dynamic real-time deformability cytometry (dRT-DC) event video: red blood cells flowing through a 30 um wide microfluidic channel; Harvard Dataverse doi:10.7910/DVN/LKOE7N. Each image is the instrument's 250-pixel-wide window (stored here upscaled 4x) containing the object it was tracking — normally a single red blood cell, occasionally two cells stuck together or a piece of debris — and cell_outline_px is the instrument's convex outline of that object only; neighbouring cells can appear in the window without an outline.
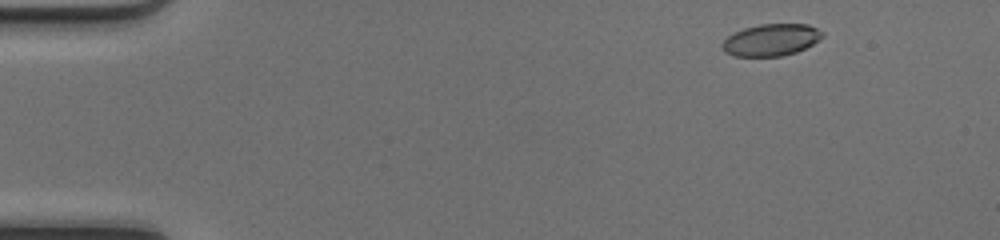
{"species": "common noctule bat (a hibernating species)", "species_latin": "Nyctalus noctula", "temperature_condition": "cold", "stored_images_in_passage": 47, "camera_frame_rate_fps": 3000, "um_per_image_px": 0.085, "animal": {"sex": "female", "body_mass_g": 17.0, "forearm_length_mm": 48.0}, "frame": {"image": 1, "passage_image": 3, "time_ms": 0.667, "image_size_px": [1000, 240], "cell_outline_px": [[824, 36], [820, 40], [796, 52], [780, 56], [732, 56], [724, 52], [720, 48], [720, 44], [732, 32], [744, 28], [760, 24], [808, 24], [824, 32]], "centroid_in_image_um": [65.51, 3.39], "position_along_channel_um": 19.5, "area_um2": 18.84}}
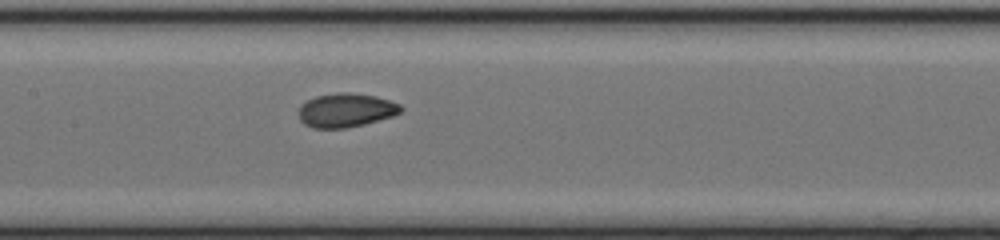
{"frame": {"image": 2, "passage_image": 22, "time_ms": 7.0, "image_size_px": [1000, 240], "cell_outline_px": [[404, 108], [400, 112], [392, 116], [364, 124], [344, 128], [312, 128], [304, 124], [300, 120], [300, 104], [316, 96], [340, 92], [348, 92], [376, 96], [400, 104]], "centroid_in_image_um": [29.4, 9.37], "position_along_channel_um": 178.0, "area_um2": 20.06}}
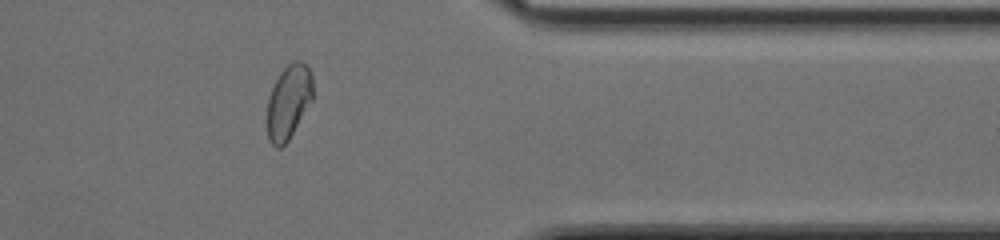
{"frame": {"image": 3, "passage_image": 38, "time_ms": 12.333, "image_size_px": [1000, 240], "cell_outline_px": [[312, 100], [288, 140], [280, 148], [276, 148], [268, 140], [268, 96], [280, 72], [288, 64], [296, 60], [300, 60], [308, 68], [312, 76]], "centroid_in_image_um": [24.52, 8.65], "position_along_channel_um": 386.9, "area_um2": 19.42}, "authors_computed_cell_mechanics": {"area_um2": 19.7098, "velocity_mm_per_s": 4.1918, "shape_relaxation_time_tau1_ms": 3.2417, "shape_relaxation_time_tau2_ms": 1.1145, "deformation_change_tau1": 0.1298, "deformation_change_tau2": 0.0465}}